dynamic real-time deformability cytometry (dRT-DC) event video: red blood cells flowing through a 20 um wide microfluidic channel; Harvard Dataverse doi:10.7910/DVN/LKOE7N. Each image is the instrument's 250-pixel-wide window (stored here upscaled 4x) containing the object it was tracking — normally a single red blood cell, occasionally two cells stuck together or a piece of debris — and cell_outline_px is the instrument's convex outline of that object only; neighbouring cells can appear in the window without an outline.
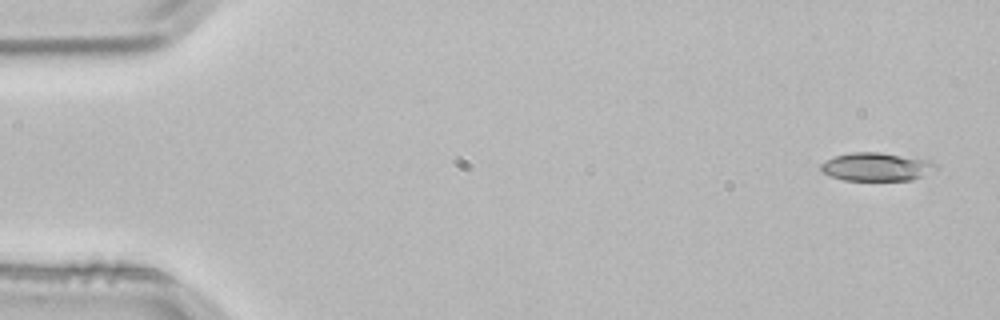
{"species": "common noctule bat (a hibernating species)", "species_latin": "Nyctalus noctula", "temperature_condition": "room temperature", "stored_images_in_passage": 4, "camera_frame_rate_fps": 3000, "um_per_image_px": 0.085, "animal": {"sex": "male", "body_mass_g": 21.5, "forearm_length_mm": 52.0}, "frame": {"image": 1, "passage_image": 1, "time_ms": 0.0, "image_size_px": [1000, 320], "cell_outline_px": [[940, 168], [912, 180], [844, 180], [820, 172], [820, 164], [836, 156], [852, 152], [880, 152], [932, 160]], "centroid_in_image_um": [74.54, 14.17], "position_along_channel_um": 10.5, "area_um2": 19.02}}
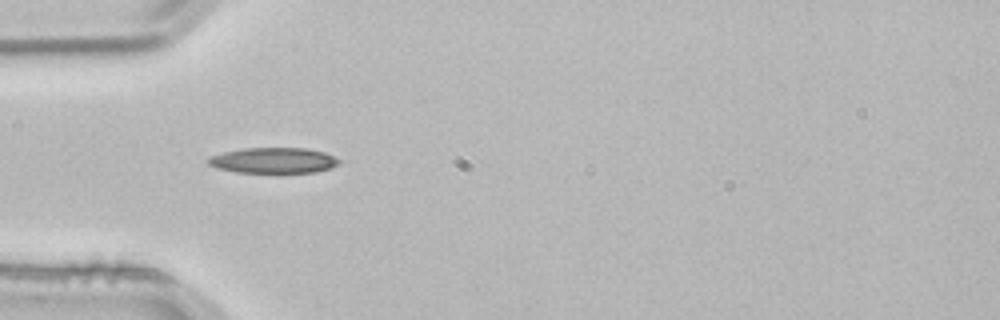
{"frame": {"image": 2, "passage_image": 4, "time_ms": 1.0, "image_size_px": [1000, 320], "cell_outline_px": [[340, 164], [316, 172], [236, 172], [216, 168], [208, 164], [208, 160], [212, 156], [224, 152], [244, 148], [308, 148], [324, 152], [340, 160]], "centroid_in_image_um": [23.25, 13.63], "position_along_channel_um": 61.7, "area_um2": 19.31}}